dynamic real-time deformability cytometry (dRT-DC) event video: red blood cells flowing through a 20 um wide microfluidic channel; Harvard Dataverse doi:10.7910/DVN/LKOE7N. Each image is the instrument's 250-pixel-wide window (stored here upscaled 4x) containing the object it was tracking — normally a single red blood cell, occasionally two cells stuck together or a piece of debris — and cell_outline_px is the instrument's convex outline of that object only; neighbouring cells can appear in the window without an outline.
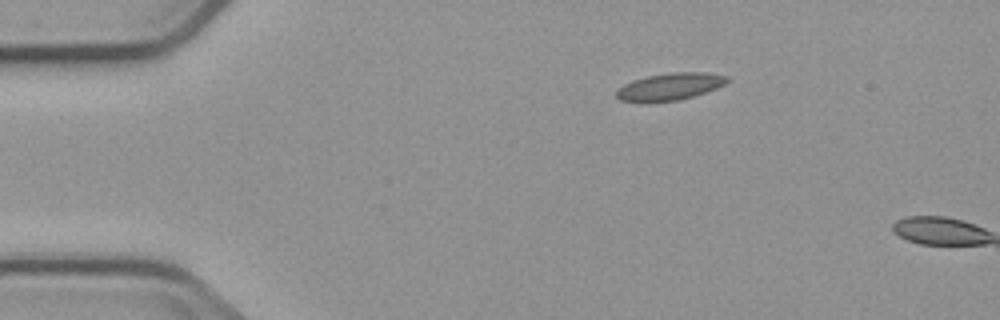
{"species": "common noctule bat (a hibernating species)", "species_latin": "Nyctalus noctula", "temperature_condition": "cold", "stored_images_in_passage": 2, "camera_frame_rate_fps": 3000, "um_per_image_px": 0.085, "animal": {"sex": "male", "body_mass_g": 23.1, "forearm_length_mm": 52.7}, "frame": {"image": 1, "passage_image": 1, "time_ms": 0.0, "image_size_px": [1000, 320], "cell_outline_px": [[732, 80], [716, 88], [680, 100], [620, 100], [616, 96], [616, 92], [624, 84], [632, 80], [648, 76], [672, 72], [708, 72], [728, 76]], "centroid_in_image_um": [57.02, 7.31], "position_along_channel_um": 28.0, "area_um2": 16.99}}